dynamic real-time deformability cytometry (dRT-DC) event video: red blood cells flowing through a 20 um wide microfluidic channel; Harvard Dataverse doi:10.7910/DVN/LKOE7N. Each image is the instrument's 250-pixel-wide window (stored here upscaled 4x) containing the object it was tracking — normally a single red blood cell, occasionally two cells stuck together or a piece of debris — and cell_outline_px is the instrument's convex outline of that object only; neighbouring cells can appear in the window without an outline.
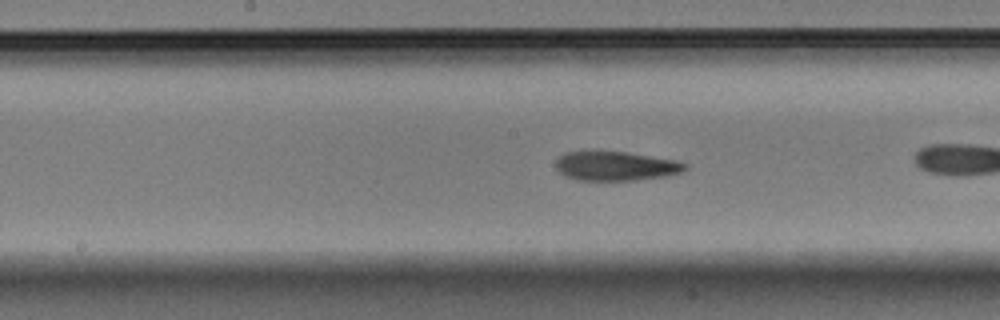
{"species": "Egyptian fruit bat (a non-hibernating species)", "species_latin": "Rousettus aegyptiacus", "temperature_condition": "warm", "stored_images_in_passage": 35, "camera_frame_rate_fps": 3000, "um_per_image_px": 0.085, "animal": {"sex": "male"}, "frame": {"image": 1, "passage_image": 20, "time_ms": 6.333, "image_size_px": [1000, 320], "cell_outline_px": [[688, 168], [680, 172], [664, 176], [636, 180], [576, 180], [564, 176], [556, 168], [556, 160], [564, 152], [596, 148], [652, 156], [676, 160], [688, 164]], "centroid_in_image_um": [52.27, 14.07], "position_along_channel_um": 195.9, "area_um2": 22.72}}
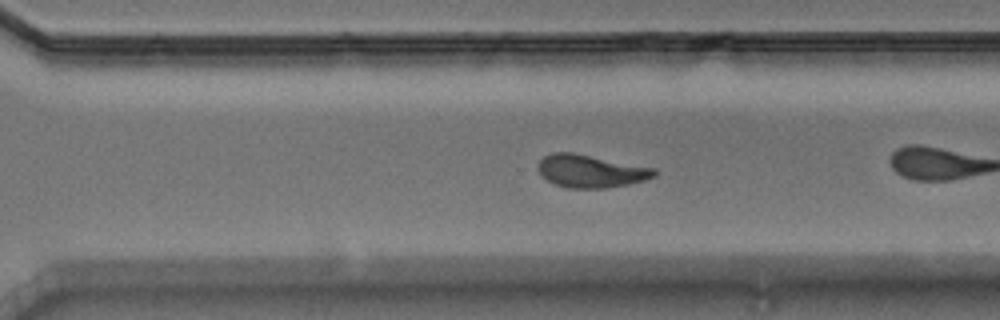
{"frame": {"image": 2, "passage_image": 30, "time_ms": 9.667, "image_size_px": [1000, 320], "cell_outline_px": [[656, 176], [644, 180], [628, 184], [604, 188], [568, 188], [556, 184], [548, 180], [536, 168], [540, 160], [544, 156], [552, 152], [572, 152], [656, 168]], "centroid_in_image_um": [50.21, 14.53], "position_along_channel_um": 320.4, "area_um2": 22.08}}